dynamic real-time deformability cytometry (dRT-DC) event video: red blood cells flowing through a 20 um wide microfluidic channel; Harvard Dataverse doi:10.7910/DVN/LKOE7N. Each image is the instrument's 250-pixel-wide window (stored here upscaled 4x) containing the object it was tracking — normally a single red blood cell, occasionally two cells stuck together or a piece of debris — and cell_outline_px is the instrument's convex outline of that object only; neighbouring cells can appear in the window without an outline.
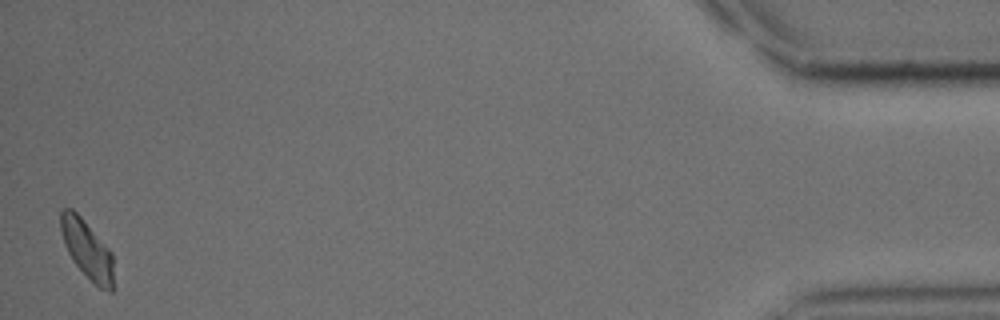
{"species": "common noctule bat (a hibernating species)", "species_latin": "Nyctalus noctula", "temperature_condition": "cold", "stored_images_in_passage": 34, "camera_frame_rate_fps": 3000, "um_per_image_px": 0.085, "animal": {"sex": "male", "body_mass_g": 15.6}, "frame": {"image": 1, "passage_image": 34, "time_ms": 11.0, "image_size_px": [1000, 320], "cell_outline_px": [[112, 292], [108, 292], [100, 288], [72, 260], [64, 244], [60, 228], [60, 212], [64, 208], [72, 208], [80, 216], [112, 252]], "centroid_in_image_um": [7.38, 21.17], "position_along_channel_um": 427.8, "area_um2": 17.57}}